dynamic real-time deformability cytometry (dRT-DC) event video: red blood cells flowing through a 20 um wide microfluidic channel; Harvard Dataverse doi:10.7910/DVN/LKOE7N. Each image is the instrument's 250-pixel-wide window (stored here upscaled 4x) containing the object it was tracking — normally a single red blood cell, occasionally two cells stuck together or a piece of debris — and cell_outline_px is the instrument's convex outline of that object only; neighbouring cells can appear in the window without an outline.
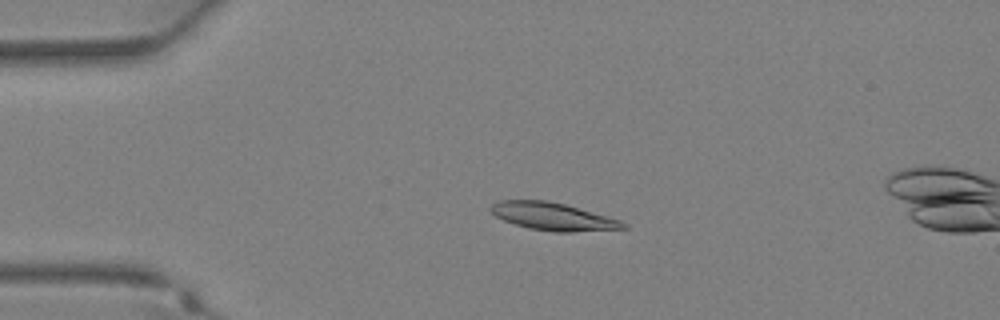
{"species": "Egyptian fruit bat (a non-hibernating species)", "species_latin": "Rousettus aegyptiacus", "temperature_condition": "warm", "stored_images_in_passage": 37, "camera_frame_rate_fps": 3000, "um_per_image_px": 0.085, "animal": {"sex": "female"}, "frame": {"image": 1, "passage_image": 8, "time_ms": 2.333, "image_size_px": [1000, 320], "cell_outline_px": [[628, 228], [572, 232], [556, 232], [528, 228], [504, 220], [496, 216], [488, 208], [492, 204], [500, 200], [548, 200], [564, 204], [620, 220], [628, 224]], "centroid_in_image_um": [46.99, 18.4], "position_along_channel_um": 38.0, "area_um2": 21.15}}
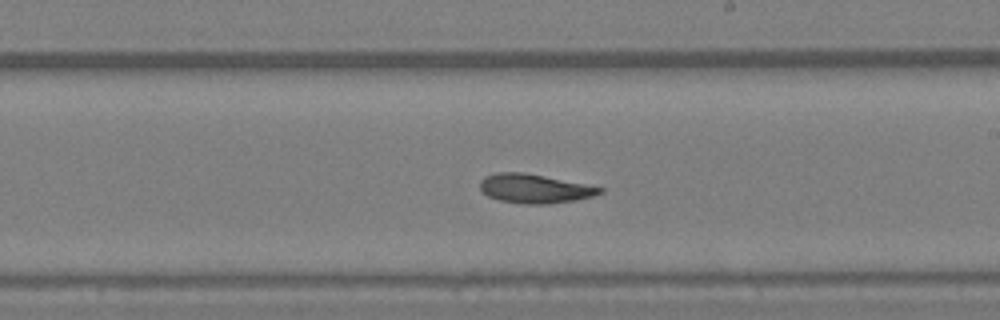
{"frame": {"image": 2, "passage_image": 21, "time_ms": 6.667, "image_size_px": [1000, 320], "cell_outline_px": [[604, 192], [592, 196], [576, 200], [548, 204], [524, 204], [500, 200], [488, 196], [480, 188], [480, 180], [484, 176], [496, 172], [524, 172], [604, 188]], "centroid_in_image_um": [45.42, 16.03], "position_along_channel_um": 243.6, "area_um2": 20.17}}
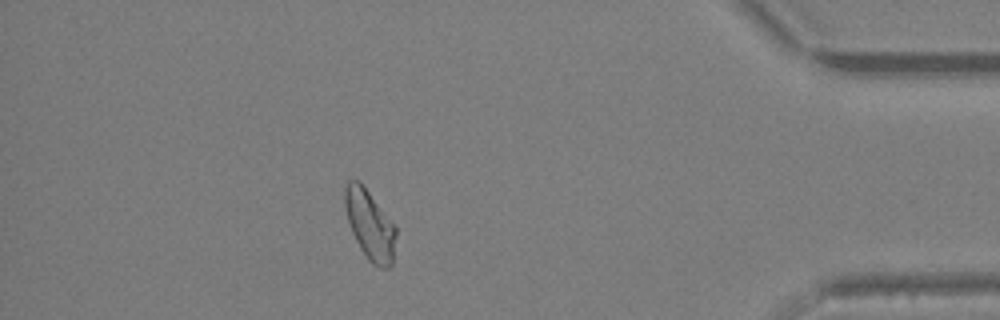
{"frame": {"image": 3, "passage_image": 32, "time_ms": 10.333, "image_size_px": [1000, 320], "cell_outline_px": [[396, 236], [392, 264], [388, 268], [380, 268], [372, 264], [368, 260], [360, 248], [352, 232], [348, 220], [344, 204], [344, 188], [348, 180], [360, 180], [396, 224]], "centroid_in_image_um": [31.45, 19.08], "position_along_channel_um": 403.7, "area_um2": 21.1}}